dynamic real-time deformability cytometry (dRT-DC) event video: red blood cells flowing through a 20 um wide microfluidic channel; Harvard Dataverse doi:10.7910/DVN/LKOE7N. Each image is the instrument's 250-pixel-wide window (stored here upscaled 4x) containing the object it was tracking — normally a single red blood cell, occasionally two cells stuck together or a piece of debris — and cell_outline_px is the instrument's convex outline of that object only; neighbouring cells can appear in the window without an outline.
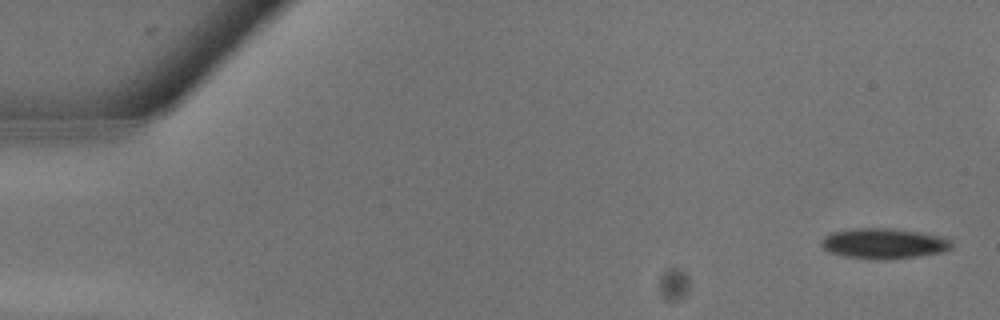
{"species": "common noctule bat (a hibernating species)", "species_latin": "Nyctalus noctula", "temperature_condition": "warm", "stored_images_in_passage": 10, "camera_frame_rate_fps": 3000, "um_per_image_px": 0.085, "animal": {"sex": "male", "body_mass_g": 13.3}, "frame": {"image": 1, "passage_image": 1, "time_ms": 0.0, "image_size_px": [1000, 320], "cell_outline_px": [[952, 248], [944, 252], [916, 256], [884, 260], [880, 260], [844, 256], [828, 252], [820, 244], [820, 240], [824, 236], [832, 232], [852, 228], [892, 228], [920, 232], [944, 236], [952, 240]], "centroid_in_image_um": [75.13, 20.69], "position_along_channel_um": 9.9, "area_um2": 23.41}}
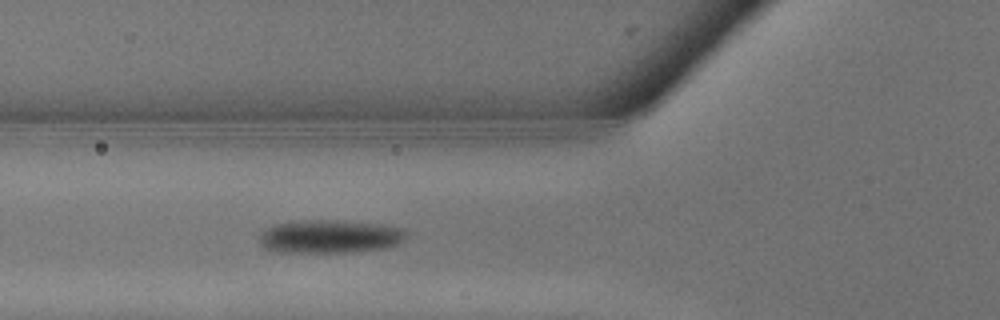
{"frame": {"image": 2, "passage_image": 10, "time_ms": 3.0, "image_size_px": [1000, 320], "cell_outline_px": [[408, 232], [404, 240], [388, 248], [352, 252], [284, 252], [264, 248], [260, 244], [260, 232], [264, 228], [272, 224], [304, 220], [336, 220], [384, 224], [404, 228]], "centroid_in_image_um": [28.06, 20.09], "position_along_channel_um": 97.7, "area_um2": 28.9}}